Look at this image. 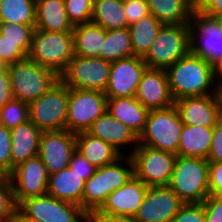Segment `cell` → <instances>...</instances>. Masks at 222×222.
I'll list each match as a JSON object with an SVG mask.
<instances>
[{
  "label": "cell",
  "mask_w": 222,
  "mask_h": 222,
  "mask_svg": "<svg viewBox=\"0 0 222 222\" xmlns=\"http://www.w3.org/2000/svg\"><path fill=\"white\" fill-rule=\"evenodd\" d=\"M72 33L74 55L91 58L100 57L106 30L91 21L74 26Z\"/></svg>",
  "instance_id": "obj_28"
},
{
  "label": "cell",
  "mask_w": 222,
  "mask_h": 222,
  "mask_svg": "<svg viewBox=\"0 0 222 222\" xmlns=\"http://www.w3.org/2000/svg\"><path fill=\"white\" fill-rule=\"evenodd\" d=\"M48 173L41 158L36 155L18 164L7 176L18 205L26 198L47 194Z\"/></svg>",
  "instance_id": "obj_14"
},
{
  "label": "cell",
  "mask_w": 222,
  "mask_h": 222,
  "mask_svg": "<svg viewBox=\"0 0 222 222\" xmlns=\"http://www.w3.org/2000/svg\"><path fill=\"white\" fill-rule=\"evenodd\" d=\"M168 187L184 203H203L209 192V162L198 157H176Z\"/></svg>",
  "instance_id": "obj_3"
},
{
  "label": "cell",
  "mask_w": 222,
  "mask_h": 222,
  "mask_svg": "<svg viewBox=\"0 0 222 222\" xmlns=\"http://www.w3.org/2000/svg\"><path fill=\"white\" fill-rule=\"evenodd\" d=\"M35 25L0 23V34L11 42H20V49L27 55L30 50Z\"/></svg>",
  "instance_id": "obj_35"
},
{
  "label": "cell",
  "mask_w": 222,
  "mask_h": 222,
  "mask_svg": "<svg viewBox=\"0 0 222 222\" xmlns=\"http://www.w3.org/2000/svg\"><path fill=\"white\" fill-rule=\"evenodd\" d=\"M210 195H222V162L209 163Z\"/></svg>",
  "instance_id": "obj_45"
},
{
  "label": "cell",
  "mask_w": 222,
  "mask_h": 222,
  "mask_svg": "<svg viewBox=\"0 0 222 222\" xmlns=\"http://www.w3.org/2000/svg\"><path fill=\"white\" fill-rule=\"evenodd\" d=\"M69 167L77 173L86 182L95 172L94 167L86 158H84L77 150L71 157Z\"/></svg>",
  "instance_id": "obj_44"
},
{
  "label": "cell",
  "mask_w": 222,
  "mask_h": 222,
  "mask_svg": "<svg viewBox=\"0 0 222 222\" xmlns=\"http://www.w3.org/2000/svg\"><path fill=\"white\" fill-rule=\"evenodd\" d=\"M166 73L174 101L215 94L213 66L191 52L169 66Z\"/></svg>",
  "instance_id": "obj_1"
},
{
  "label": "cell",
  "mask_w": 222,
  "mask_h": 222,
  "mask_svg": "<svg viewBox=\"0 0 222 222\" xmlns=\"http://www.w3.org/2000/svg\"><path fill=\"white\" fill-rule=\"evenodd\" d=\"M150 13L163 24H189L195 0H147Z\"/></svg>",
  "instance_id": "obj_29"
},
{
  "label": "cell",
  "mask_w": 222,
  "mask_h": 222,
  "mask_svg": "<svg viewBox=\"0 0 222 222\" xmlns=\"http://www.w3.org/2000/svg\"><path fill=\"white\" fill-rule=\"evenodd\" d=\"M107 112L139 137L144 130L149 110L134 96L107 99Z\"/></svg>",
  "instance_id": "obj_22"
},
{
  "label": "cell",
  "mask_w": 222,
  "mask_h": 222,
  "mask_svg": "<svg viewBox=\"0 0 222 222\" xmlns=\"http://www.w3.org/2000/svg\"><path fill=\"white\" fill-rule=\"evenodd\" d=\"M35 29L51 32H72L64 0H36Z\"/></svg>",
  "instance_id": "obj_25"
},
{
  "label": "cell",
  "mask_w": 222,
  "mask_h": 222,
  "mask_svg": "<svg viewBox=\"0 0 222 222\" xmlns=\"http://www.w3.org/2000/svg\"><path fill=\"white\" fill-rule=\"evenodd\" d=\"M13 98L30 104L48 92L60 80V76L30 59L7 65Z\"/></svg>",
  "instance_id": "obj_4"
},
{
  "label": "cell",
  "mask_w": 222,
  "mask_h": 222,
  "mask_svg": "<svg viewBox=\"0 0 222 222\" xmlns=\"http://www.w3.org/2000/svg\"><path fill=\"white\" fill-rule=\"evenodd\" d=\"M213 78L215 84L222 83V58L213 65Z\"/></svg>",
  "instance_id": "obj_49"
},
{
  "label": "cell",
  "mask_w": 222,
  "mask_h": 222,
  "mask_svg": "<svg viewBox=\"0 0 222 222\" xmlns=\"http://www.w3.org/2000/svg\"><path fill=\"white\" fill-rule=\"evenodd\" d=\"M212 137L213 128L183 124L177 155L207 160Z\"/></svg>",
  "instance_id": "obj_27"
},
{
  "label": "cell",
  "mask_w": 222,
  "mask_h": 222,
  "mask_svg": "<svg viewBox=\"0 0 222 222\" xmlns=\"http://www.w3.org/2000/svg\"><path fill=\"white\" fill-rule=\"evenodd\" d=\"M203 206L205 222H222V195H209Z\"/></svg>",
  "instance_id": "obj_42"
},
{
  "label": "cell",
  "mask_w": 222,
  "mask_h": 222,
  "mask_svg": "<svg viewBox=\"0 0 222 222\" xmlns=\"http://www.w3.org/2000/svg\"><path fill=\"white\" fill-rule=\"evenodd\" d=\"M131 56H133V48L128 27L106 30L100 58L114 62Z\"/></svg>",
  "instance_id": "obj_32"
},
{
  "label": "cell",
  "mask_w": 222,
  "mask_h": 222,
  "mask_svg": "<svg viewBox=\"0 0 222 222\" xmlns=\"http://www.w3.org/2000/svg\"><path fill=\"white\" fill-rule=\"evenodd\" d=\"M134 176L146 186H168L177 155L138 143L130 154Z\"/></svg>",
  "instance_id": "obj_11"
},
{
  "label": "cell",
  "mask_w": 222,
  "mask_h": 222,
  "mask_svg": "<svg viewBox=\"0 0 222 222\" xmlns=\"http://www.w3.org/2000/svg\"><path fill=\"white\" fill-rule=\"evenodd\" d=\"M183 204L168 186H149L134 217L139 222H171Z\"/></svg>",
  "instance_id": "obj_17"
},
{
  "label": "cell",
  "mask_w": 222,
  "mask_h": 222,
  "mask_svg": "<svg viewBox=\"0 0 222 222\" xmlns=\"http://www.w3.org/2000/svg\"><path fill=\"white\" fill-rule=\"evenodd\" d=\"M147 189L148 186L133 176L126 184L108 195L93 214L135 216L143 203Z\"/></svg>",
  "instance_id": "obj_19"
},
{
  "label": "cell",
  "mask_w": 222,
  "mask_h": 222,
  "mask_svg": "<svg viewBox=\"0 0 222 222\" xmlns=\"http://www.w3.org/2000/svg\"><path fill=\"white\" fill-rule=\"evenodd\" d=\"M91 21L104 30L127 27L122 0H94Z\"/></svg>",
  "instance_id": "obj_31"
},
{
  "label": "cell",
  "mask_w": 222,
  "mask_h": 222,
  "mask_svg": "<svg viewBox=\"0 0 222 222\" xmlns=\"http://www.w3.org/2000/svg\"><path fill=\"white\" fill-rule=\"evenodd\" d=\"M64 4L73 27L91 22L94 0H64Z\"/></svg>",
  "instance_id": "obj_36"
},
{
  "label": "cell",
  "mask_w": 222,
  "mask_h": 222,
  "mask_svg": "<svg viewBox=\"0 0 222 222\" xmlns=\"http://www.w3.org/2000/svg\"><path fill=\"white\" fill-rule=\"evenodd\" d=\"M12 172L10 129L0 124V177H7Z\"/></svg>",
  "instance_id": "obj_38"
},
{
  "label": "cell",
  "mask_w": 222,
  "mask_h": 222,
  "mask_svg": "<svg viewBox=\"0 0 222 222\" xmlns=\"http://www.w3.org/2000/svg\"><path fill=\"white\" fill-rule=\"evenodd\" d=\"M127 27L150 14L147 0H131L123 2Z\"/></svg>",
  "instance_id": "obj_41"
},
{
  "label": "cell",
  "mask_w": 222,
  "mask_h": 222,
  "mask_svg": "<svg viewBox=\"0 0 222 222\" xmlns=\"http://www.w3.org/2000/svg\"><path fill=\"white\" fill-rule=\"evenodd\" d=\"M214 95H215L217 103H218L219 114H220V116H222V83L216 84Z\"/></svg>",
  "instance_id": "obj_50"
},
{
  "label": "cell",
  "mask_w": 222,
  "mask_h": 222,
  "mask_svg": "<svg viewBox=\"0 0 222 222\" xmlns=\"http://www.w3.org/2000/svg\"><path fill=\"white\" fill-rule=\"evenodd\" d=\"M17 204L7 177H0V220H14Z\"/></svg>",
  "instance_id": "obj_37"
},
{
  "label": "cell",
  "mask_w": 222,
  "mask_h": 222,
  "mask_svg": "<svg viewBox=\"0 0 222 222\" xmlns=\"http://www.w3.org/2000/svg\"><path fill=\"white\" fill-rule=\"evenodd\" d=\"M76 150L96 168L114 163L122 156L109 143L86 131L76 133Z\"/></svg>",
  "instance_id": "obj_26"
},
{
  "label": "cell",
  "mask_w": 222,
  "mask_h": 222,
  "mask_svg": "<svg viewBox=\"0 0 222 222\" xmlns=\"http://www.w3.org/2000/svg\"><path fill=\"white\" fill-rule=\"evenodd\" d=\"M86 132L109 143L121 155H126V151L123 150V148H126L124 146L130 145L129 147L132 148V150L130 148V151L128 149L127 155H130L138 146V136L107 111L96 119ZM123 151L125 154L122 153Z\"/></svg>",
  "instance_id": "obj_21"
},
{
  "label": "cell",
  "mask_w": 222,
  "mask_h": 222,
  "mask_svg": "<svg viewBox=\"0 0 222 222\" xmlns=\"http://www.w3.org/2000/svg\"><path fill=\"white\" fill-rule=\"evenodd\" d=\"M91 222H139L132 215L92 214Z\"/></svg>",
  "instance_id": "obj_48"
},
{
  "label": "cell",
  "mask_w": 222,
  "mask_h": 222,
  "mask_svg": "<svg viewBox=\"0 0 222 222\" xmlns=\"http://www.w3.org/2000/svg\"><path fill=\"white\" fill-rule=\"evenodd\" d=\"M174 105L185 125L213 128L220 117L214 94L183 97L174 101Z\"/></svg>",
  "instance_id": "obj_20"
},
{
  "label": "cell",
  "mask_w": 222,
  "mask_h": 222,
  "mask_svg": "<svg viewBox=\"0 0 222 222\" xmlns=\"http://www.w3.org/2000/svg\"><path fill=\"white\" fill-rule=\"evenodd\" d=\"M163 25V23L150 13L142 17L136 23L128 26L132 41L133 55L144 57Z\"/></svg>",
  "instance_id": "obj_30"
},
{
  "label": "cell",
  "mask_w": 222,
  "mask_h": 222,
  "mask_svg": "<svg viewBox=\"0 0 222 222\" xmlns=\"http://www.w3.org/2000/svg\"><path fill=\"white\" fill-rule=\"evenodd\" d=\"M182 128L183 123L174 104L165 109L151 110L138 143L177 155Z\"/></svg>",
  "instance_id": "obj_6"
},
{
  "label": "cell",
  "mask_w": 222,
  "mask_h": 222,
  "mask_svg": "<svg viewBox=\"0 0 222 222\" xmlns=\"http://www.w3.org/2000/svg\"><path fill=\"white\" fill-rule=\"evenodd\" d=\"M84 185L81 176L67 167L49 175L47 194L82 207Z\"/></svg>",
  "instance_id": "obj_24"
},
{
  "label": "cell",
  "mask_w": 222,
  "mask_h": 222,
  "mask_svg": "<svg viewBox=\"0 0 222 222\" xmlns=\"http://www.w3.org/2000/svg\"><path fill=\"white\" fill-rule=\"evenodd\" d=\"M190 52L212 66L222 58V21L194 9L189 21Z\"/></svg>",
  "instance_id": "obj_10"
},
{
  "label": "cell",
  "mask_w": 222,
  "mask_h": 222,
  "mask_svg": "<svg viewBox=\"0 0 222 222\" xmlns=\"http://www.w3.org/2000/svg\"><path fill=\"white\" fill-rule=\"evenodd\" d=\"M17 209L26 218L41 222H91V216L81 206L48 194L26 198Z\"/></svg>",
  "instance_id": "obj_9"
},
{
  "label": "cell",
  "mask_w": 222,
  "mask_h": 222,
  "mask_svg": "<svg viewBox=\"0 0 222 222\" xmlns=\"http://www.w3.org/2000/svg\"><path fill=\"white\" fill-rule=\"evenodd\" d=\"M29 120V104L12 98L0 108V124L11 129Z\"/></svg>",
  "instance_id": "obj_34"
},
{
  "label": "cell",
  "mask_w": 222,
  "mask_h": 222,
  "mask_svg": "<svg viewBox=\"0 0 222 222\" xmlns=\"http://www.w3.org/2000/svg\"><path fill=\"white\" fill-rule=\"evenodd\" d=\"M69 87L59 80L29 104V119L41 131L65 130Z\"/></svg>",
  "instance_id": "obj_8"
},
{
  "label": "cell",
  "mask_w": 222,
  "mask_h": 222,
  "mask_svg": "<svg viewBox=\"0 0 222 222\" xmlns=\"http://www.w3.org/2000/svg\"><path fill=\"white\" fill-rule=\"evenodd\" d=\"M76 151V133L65 130L42 131L38 156L46 166L48 175L69 167Z\"/></svg>",
  "instance_id": "obj_15"
},
{
  "label": "cell",
  "mask_w": 222,
  "mask_h": 222,
  "mask_svg": "<svg viewBox=\"0 0 222 222\" xmlns=\"http://www.w3.org/2000/svg\"><path fill=\"white\" fill-rule=\"evenodd\" d=\"M195 9L214 18H222V0H195Z\"/></svg>",
  "instance_id": "obj_46"
},
{
  "label": "cell",
  "mask_w": 222,
  "mask_h": 222,
  "mask_svg": "<svg viewBox=\"0 0 222 222\" xmlns=\"http://www.w3.org/2000/svg\"><path fill=\"white\" fill-rule=\"evenodd\" d=\"M189 52V24H164L143 60L148 68L166 70Z\"/></svg>",
  "instance_id": "obj_7"
},
{
  "label": "cell",
  "mask_w": 222,
  "mask_h": 222,
  "mask_svg": "<svg viewBox=\"0 0 222 222\" xmlns=\"http://www.w3.org/2000/svg\"><path fill=\"white\" fill-rule=\"evenodd\" d=\"M36 0H0V23L35 25Z\"/></svg>",
  "instance_id": "obj_33"
},
{
  "label": "cell",
  "mask_w": 222,
  "mask_h": 222,
  "mask_svg": "<svg viewBox=\"0 0 222 222\" xmlns=\"http://www.w3.org/2000/svg\"><path fill=\"white\" fill-rule=\"evenodd\" d=\"M0 222H14L13 220H0Z\"/></svg>",
  "instance_id": "obj_53"
},
{
  "label": "cell",
  "mask_w": 222,
  "mask_h": 222,
  "mask_svg": "<svg viewBox=\"0 0 222 222\" xmlns=\"http://www.w3.org/2000/svg\"><path fill=\"white\" fill-rule=\"evenodd\" d=\"M135 98L149 111L165 109L174 104L165 69L146 68Z\"/></svg>",
  "instance_id": "obj_18"
},
{
  "label": "cell",
  "mask_w": 222,
  "mask_h": 222,
  "mask_svg": "<svg viewBox=\"0 0 222 222\" xmlns=\"http://www.w3.org/2000/svg\"><path fill=\"white\" fill-rule=\"evenodd\" d=\"M147 65L143 57L131 56L112 62L107 87V99L134 97Z\"/></svg>",
  "instance_id": "obj_16"
},
{
  "label": "cell",
  "mask_w": 222,
  "mask_h": 222,
  "mask_svg": "<svg viewBox=\"0 0 222 222\" xmlns=\"http://www.w3.org/2000/svg\"><path fill=\"white\" fill-rule=\"evenodd\" d=\"M14 222H41L39 220H33L30 218H26L18 209L16 211Z\"/></svg>",
  "instance_id": "obj_51"
},
{
  "label": "cell",
  "mask_w": 222,
  "mask_h": 222,
  "mask_svg": "<svg viewBox=\"0 0 222 222\" xmlns=\"http://www.w3.org/2000/svg\"><path fill=\"white\" fill-rule=\"evenodd\" d=\"M74 56L72 32H51L35 29L27 58L53 70L59 76Z\"/></svg>",
  "instance_id": "obj_5"
},
{
  "label": "cell",
  "mask_w": 222,
  "mask_h": 222,
  "mask_svg": "<svg viewBox=\"0 0 222 222\" xmlns=\"http://www.w3.org/2000/svg\"><path fill=\"white\" fill-rule=\"evenodd\" d=\"M26 58L27 55L20 49V42H11L0 34V60L6 66Z\"/></svg>",
  "instance_id": "obj_39"
},
{
  "label": "cell",
  "mask_w": 222,
  "mask_h": 222,
  "mask_svg": "<svg viewBox=\"0 0 222 222\" xmlns=\"http://www.w3.org/2000/svg\"><path fill=\"white\" fill-rule=\"evenodd\" d=\"M13 98L10 87V75L7 67L0 71V108Z\"/></svg>",
  "instance_id": "obj_47"
},
{
  "label": "cell",
  "mask_w": 222,
  "mask_h": 222,
  "mask_svg": "<svg viewBox=\"0 0 222 222\" xmlns=\"http://www.w3.org/2000/svg\"><path fill=\"white\" fill-rule=\"evenodd\" d=\"M112 62L100 57L74 55L60 80L69 88L98 90L104 92L110 75Z\"/></svg>",
  "instance_id": "obj_12"
},
{
  "label": "cell",
  "mask_w": 222,
  "mask_h": 222,
  "mask_svg": "<svg viewBox=\"0 0 222 222\" xmlns=\"http://www.w3.org/2000/svg\"><path fill=\"white\" fill-rule=\"evenodd\" d=\"M171 222H205L203 203L183 204Z\"/></svg>",
  "instance_id": "obj_40"
},
{
  "label": "cell",
  "mask_w": 222,
  "mask_h": 222,
  "mask_svg": "<svg viewBox=\"0 0 222 222\" xmlns=\"http://www.w3.org/2000/svg\"><path fill=\"white\" fill-rule=\"evenodd\" d=\"M107 111V97L102 91L69 88L66 129L79 133Z\"/></svg>",
  "instance_id": "obj_13"
},
{
  "label": "cell",
  "mask_w": 222,
  "mask_h": 222,
  "mask_svg": "<svg viewBox=\"0 0 222 222\" xmlns=\"http://www.w3.org/2000/svg\"><path fill=\"white\" fill-rule=\"evenodd\" d=\"M7 66L0 60V71L4 70Z\"/></svg>",
  "instance_id": "obj_52"
},
{
  "label": "cell",
  "mask_w": 222,
  "mask_h": 222,
  "mask_svg": "<svg viewBox=\"0 0 222 222\" xmlns=\"http://www.w3.org/2000/svg\"><path fill=\"white\" fill-rule=\"evenodd\" d=\"M207 161L209 163L222 162V116L218 118L213 127V137Z\"/></svg>",
  "instance_id": "obj_43"
},
{
  "label": "cell",
  "mask_w": 222,
  "mask_h": 222,
  "mask_svg": "<svg viewBox=\"0 0 222 222\" xmlns=\"http://www.w3.org/2000/svg\"><path fill=\"white\" fill-rule=\"evenodd\" d=\"M41 133L30 119L10 129L12 170L28 158L38 155Z\"/></svg>",
  "instance_id": "obj_23"
},
{
  "label": "cell",
  "mask_w": 222,
  "mask_h": 222,
  "mask_svg": "<svg viewBox=\"0 0 222 222\" xmlns=\"http://www.w3.org/2000/svg\"><path fill=\"white\" fill-rule=\"evenodd\" d=\"M133 176L134 166L130 155H122L114 163L96 168L94 174L85 182L82 208L91 216L108 195L126 184Z\"/></svg>",
  "instance_id": "obj_2"
}]
</instances>
